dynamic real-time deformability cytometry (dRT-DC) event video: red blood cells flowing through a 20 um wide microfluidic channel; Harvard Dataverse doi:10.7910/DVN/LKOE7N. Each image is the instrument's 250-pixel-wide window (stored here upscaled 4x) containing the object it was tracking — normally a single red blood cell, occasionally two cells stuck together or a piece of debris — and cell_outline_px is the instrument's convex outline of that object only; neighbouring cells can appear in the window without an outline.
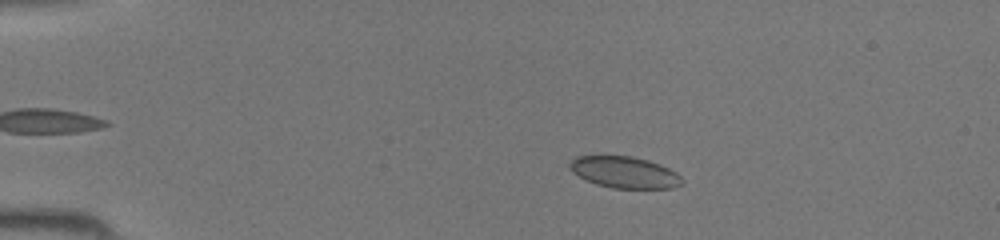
{"species": "common noctule bat (a hibernating species)", "species_latin": "Nyctalus noctula", "temperature_condition": "room temperature", "stored_images_in_passage": 44, "camera_frame_rate_fps": 3000, "um_per_image_px": 0.085, "animal": {"sex": "female", "body_mass_g": 19.5, "forearm_length_mm": 54.1}, "frame": {"image": 1, "passage_image": 8, "time_ms": 2.333, "image_size_px": [1000, 240], "cell_outline_px": [[684, 180], [680, 184], [672, 188], [612, 188], [596, 184], [584, 180], [572, 172], [568, 168], [568, 164], [576, 156], [632, 156], [648, 160], [660, 164], [676, 172]], "centroid_in_image_um": [53.05, 14.64], "position_along_channel_um": 32.0, "area_um2": 20.69}}
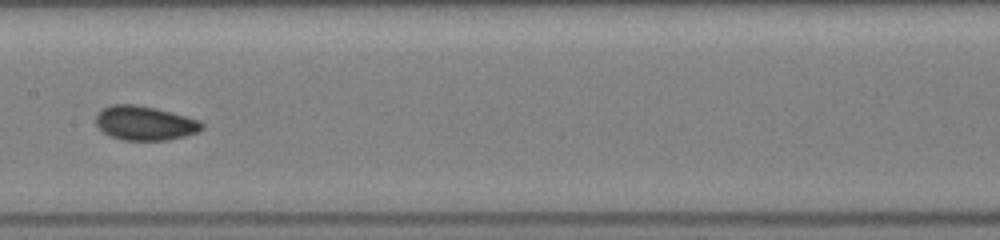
{"frame": {"image": 2, "passage_image": 23, "time_ms": 7.333, "image_size_px": [1000, 240], "cell_outline_px": [[204, 128], [196, 132], [184, 136], [168, 140], [124, 140], [108, 136], [96, 124], [96, 116], [104, 108], [112, 104], [136, 104], [156, 108], [200, 120], [204, 124]], "centroid_in_image_um": [12.32, 10.46], "position_along_channel_um": 195.1, "area_um2": 21.1}}
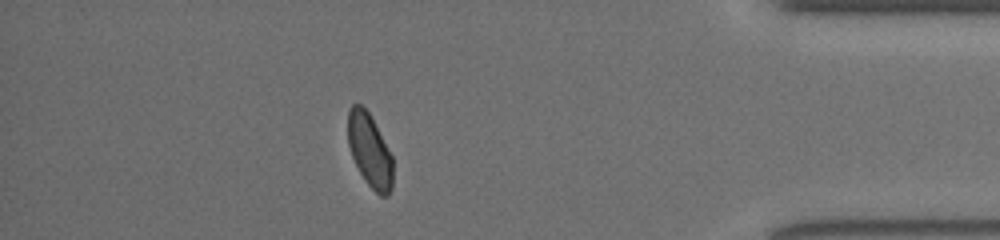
{"frame": {"image": 3, "passage_image": 39, "time_ms": 12.667, "image_size_px": [1000, 240], "cell_outline_px": [[392, 188], [388, 196], [380, 196], [368, 184], [360, 172], [352, 156], [348, 144], [348, 108], [352, 104], [360, 104], [372, 116], [392, 156]], "centroid_in_image_um": [31.42, 12.76], "position_along_channel_um": 403.8, "area_um2": 19.19}}